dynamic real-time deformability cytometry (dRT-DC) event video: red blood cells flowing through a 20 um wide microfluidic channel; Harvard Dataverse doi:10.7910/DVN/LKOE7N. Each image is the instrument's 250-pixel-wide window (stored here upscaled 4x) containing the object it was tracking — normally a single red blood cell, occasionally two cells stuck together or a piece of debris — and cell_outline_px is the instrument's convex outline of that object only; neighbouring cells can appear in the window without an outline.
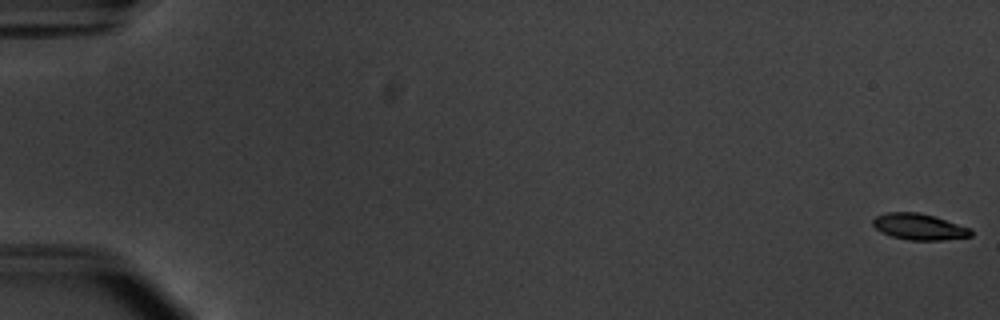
{"species": "common noctule bat (a hibernating species)", "species_latin": "Nyctalus noctula", "temperature_condition": "warm", "stored_images_in_passage": 55, "camera_frame_rate_fps": 3000, "um_per_image_px": 0.085, "animal": {"sex": "male", "body_mass_g": 20.1, "forearm_length_mm": 53.5}, "frame": {"image": 1, "passage_image": 1, "time_ms": 0.0, "image_size_px": [1000, 320], "cell_outline_px": [[972, 236], [944, 240], [908, 240], [892, 236], [880, 232], [872, 224], [872, 220], [876, 216], [888, 212], [920, 212], [936, 216], [972, 228]], "centroid_in_image_um": [78.16, 19.26], "position_along_channel_um": 6.8, "area_um2": 15.2}}
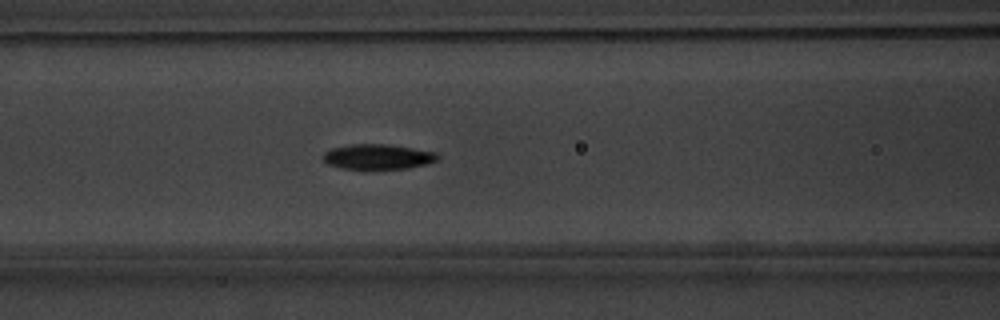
{"frame": {"image": 2, "passage_image": 25, "time_ms": 8.0, "image_size_px": [1000, 320], "cell_outline_px": [[440, 156], [436, 160], [424, 164], [408, 168], [364, 172], [340, 168], [328, 164], [320, 156], [324, 152], [332, 148], [352, 144], [388, 144], [436, 152]], "centroid_in_image_um": [32.05, 13.37], "position_along_channel_um": 134.6, "area_um2": 17.51}}
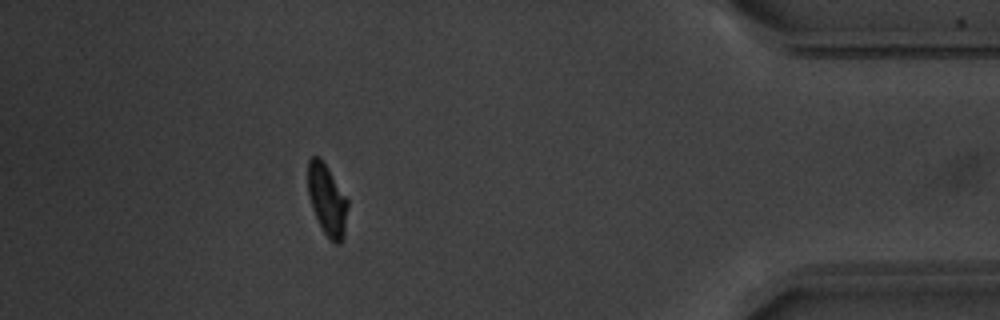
{"frame": {"image": 3, "passage_image": 50, "time_ms": 16.333, "image_size_px": [1000, 320], "cell_outline_px": [[348, 204], [344, 236], [340, 244], [336, 244], [324, 232], [312, 208], [308, 196], [308, 160], [312, 156], [320, 156], [328, 168], [348, 200]], "centroid_in_image_um": [27.8, 16.96], "position_along_channel_um": 407.4, "area_um2": 16.36}, "authors_computed_cell_mechanics": {"area_um2": 16.5308, "velocity_mm_per_s": 3.7841, "shape_relaxation_time_tau1_ms": 1.852, "shape_relaxation_time_tau2_ms": 2.4197, "deformation_change_tau1": 0.1601, "deformation_change_tau2": 0.0714}}